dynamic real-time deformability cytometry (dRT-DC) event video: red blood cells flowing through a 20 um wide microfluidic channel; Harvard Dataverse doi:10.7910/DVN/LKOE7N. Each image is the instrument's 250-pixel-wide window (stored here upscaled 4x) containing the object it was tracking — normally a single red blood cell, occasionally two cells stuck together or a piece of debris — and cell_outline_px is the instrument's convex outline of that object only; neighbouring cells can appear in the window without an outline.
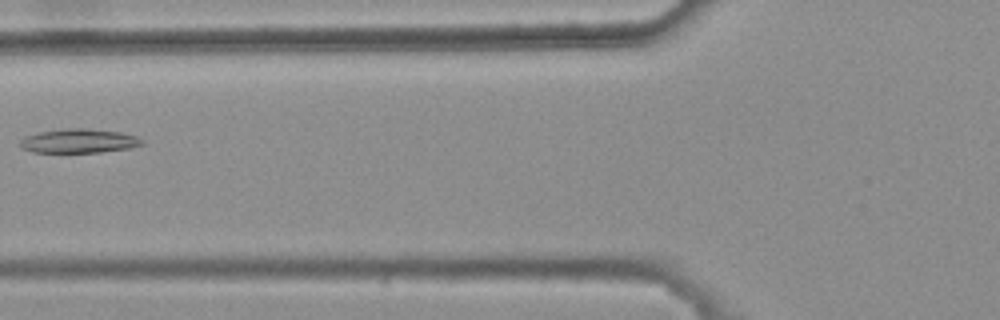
{"species": "common noctule bat (a hibernating species)", "species_latin": "Nyctalus noctula", "temperature_condition": "warm", "stored_images_in_passage": 3, "camera_frame_rate_fps": 3000, "um_per_image_px": 0.085, "animal": {"sex": "female", "body_mass_g": 25.1}, "frame": {"image": 1, "passage_image": 3, "time_ms": 0.667, "image_size_px": [1000, 320], "cell_outline_px": [[144, 144], [128, 148], [100, 152], [32, 152], [20, 148], [20, 140], [24, 136], [40, 132], [68, 128], [84, 128], [120, 132], [136, 136], [144, 140]], "centroid_in_image_um": [6.69, 11.98], "position_along_channel_um": 119.1, "area_um2": 17.05}}